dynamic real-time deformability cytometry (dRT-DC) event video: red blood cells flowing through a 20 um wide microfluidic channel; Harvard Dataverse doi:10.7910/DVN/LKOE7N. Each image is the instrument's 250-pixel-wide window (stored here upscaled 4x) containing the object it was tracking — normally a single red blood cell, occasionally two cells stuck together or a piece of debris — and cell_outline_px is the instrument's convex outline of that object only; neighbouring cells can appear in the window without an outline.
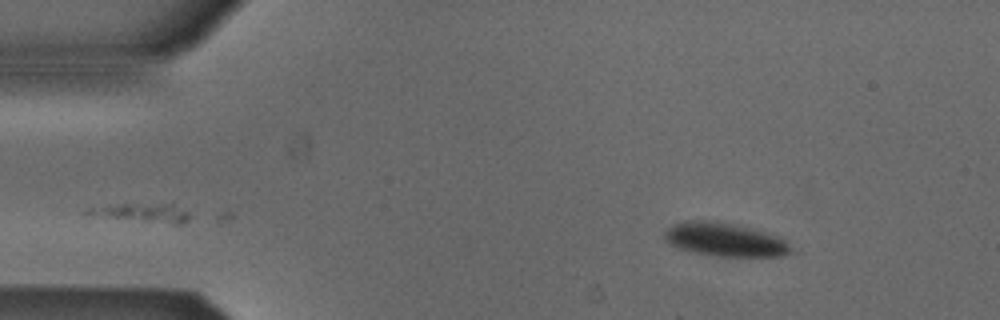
{"species": "Egyptian fruit bat (a non-hibernating species)", "species_latin": "Rousettus aegyptiacus", "temperature_condition": "cold", "stored_images_in_passage": 41, "camera_frame_rate_fps": 3000, "um_per_image_px": 0.085, "animal": {"sex": "male"}, "frame": {"image": 1, "passage_image": 1, "time_ms": 0.0, "image_size_px": [1000, 320], "cell_outline_px": [[800, 252], [784, 256], [712, 256], [692, 252], [676, 248], [668, 244], [664, 240], [664, 232], [672, 224], [728, 224], [748, 228], [764, 232], [776, 236], [784, 240]], "centroid_in_image_um": [61.72, 20.47], "position_along_channel_um": 23.3, "area_um2": 23.81}}
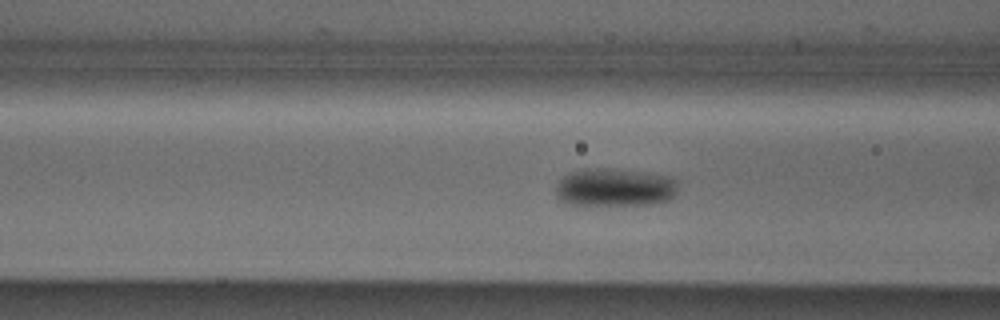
{"frame": {"image": 2, "passage_image": 14, "time_ms": 4.333, "image_size_px": [1000, 320], "cell_outline_px": [[676, 192], [668, 200], [652, 204], [568, 204], [556, 200], [556, 184], [564, 176], [572, 172], [596, 168], [608, 168], [644, 172], [664, 176], [676, 180]], "centroid_in_image_um": [52.21, 15.93], "position_along_channel_um": 114.4, "area_um2": 26.7}}
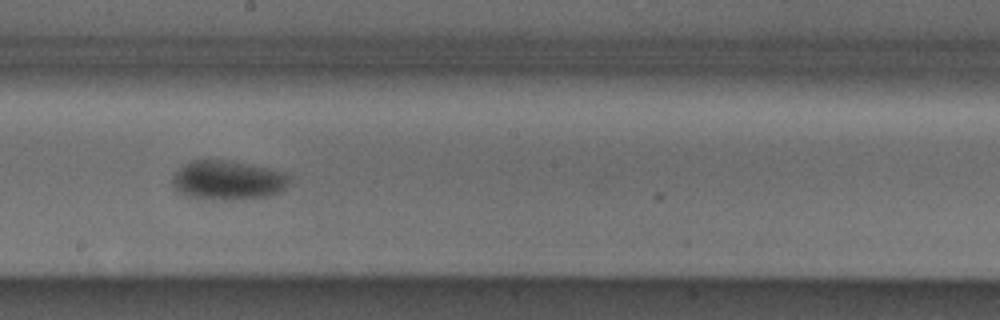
{"frame": {"image": 3, "passage_image": 23, "time_ms": 7.333, "image_size_px": [1000, 320], "cell_outline_px": [[292, 176], [288, 184], [280, 192], [268, 196], [232, 200], [224, 200], [188, 196], [172, 188], [172, 176], [184, 164], [192, 160], [228, 160], [252, 164], [284, 172]], "centroid_in_image_um": [19.38, 15.31], "position_along_channel_um": 228.8, "area_um2": 26.93}, "authors_computed_cell_mechanics": {"area_um2": 25.4898, "velocity_mm_per_s": 3.826, "shape_relaxation_time_tau1_ms": 4.9314, "shape_relaxation_time_tau2_ms": null, "deformation_change_tau1": 0.0831, "deformation_change_tau2": null}}